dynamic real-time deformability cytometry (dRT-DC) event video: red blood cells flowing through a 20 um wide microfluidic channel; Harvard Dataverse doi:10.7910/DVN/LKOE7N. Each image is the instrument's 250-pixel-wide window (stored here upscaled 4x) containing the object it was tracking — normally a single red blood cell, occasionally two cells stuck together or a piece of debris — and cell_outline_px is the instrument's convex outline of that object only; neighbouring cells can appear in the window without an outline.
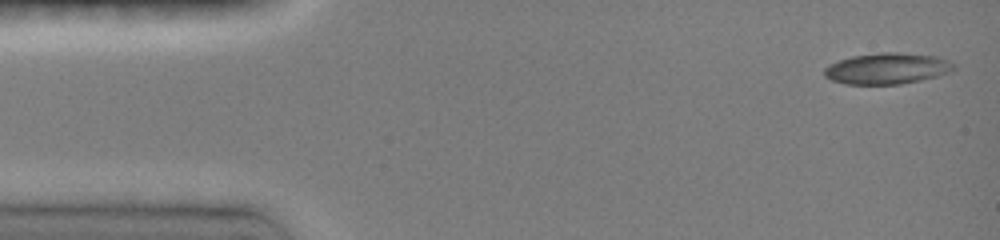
{"species": "common noctule bat (a hibernating species)", "species_latin": "Nyctalus noctula", "temperature_condition": "room temperature", "stored_images_in_passage": 7, "camera_frame_rate_fps": 3000, "um_per_image_px": 0.085, "animal": {"sex": "female", "body_mass_g": 19.0, "forearm_length_mm": 51.5}, "frame": {"image": 1, "passage_image": 1, "time_ms": 0.0, "image_size_px": [1000, 240], "cell_outline_px": [[956, 68], [948, 72], [936, 76], [920, 80], [900, 84], [844, 84], [832, 80], [824, 76], [824, 68], [828, 64], [852, 56], [880, 52], [900, 52], [936, 56], [948, 60], [956, 64]], "centroid_in_image_um": [75.4, 5.81], "position_along_channel_um": 9.6, "area_um2": 23.52}}
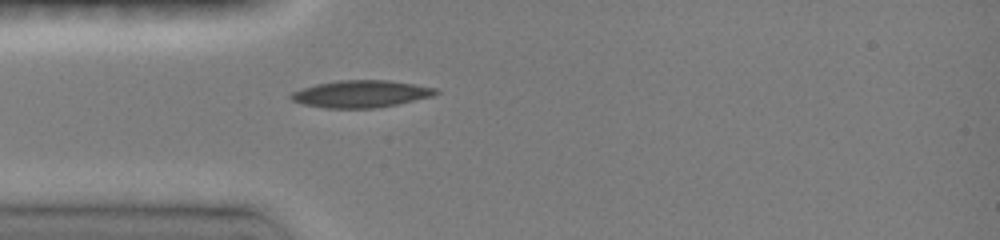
{"frame": {"image": 2, "passage_image": 7, "time_ms": 3.667, "image_size_px": [1000, 240], "cell_outline_px": [[440, 92], [432, 96], [396, 104], [372, 108], [328, 108], [304, 104], [292, 100], [288, 96], [292, 92], [316, 84], [336, 80], [388, 80], [436, 88]], "centroid_in_image_um": [30.66, 7.97], "position_along_channel_um": 54.3, "area_um2": 22.6}}